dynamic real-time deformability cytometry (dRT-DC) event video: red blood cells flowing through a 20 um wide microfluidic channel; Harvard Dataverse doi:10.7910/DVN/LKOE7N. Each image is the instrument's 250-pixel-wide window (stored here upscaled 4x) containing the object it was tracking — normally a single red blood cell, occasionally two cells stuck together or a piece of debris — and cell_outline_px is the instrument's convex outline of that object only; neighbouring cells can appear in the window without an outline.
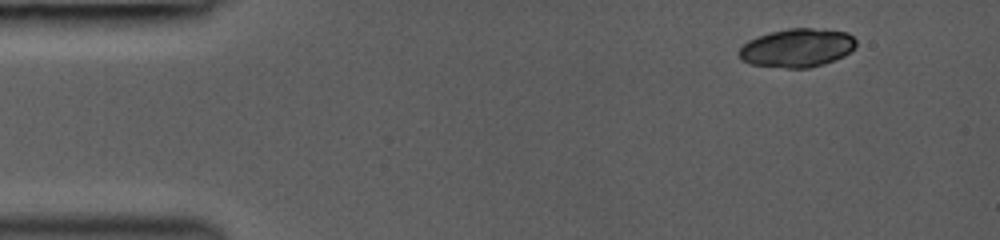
{"species": "common noctule bat (a hibernating species)", "species_latin": "Nyctalus noctula", "temperature_condition": "room temperature", "stored_images_in_passage": 41, "camera_frame_rate_fps": 3000, "um_per_image_px": 0.085, "animal": {"sex": "female", "body_mass_g": 19.0, "forearm_length_mm": 53.3}, "frame": {"image": 1, "passage_image": 1, "time_ms": 0.0, "image_size_px": [1000, 240], "cell_outline_px": [[856, 48], [852, 52], [844, 56], [824, 64], [808, 68], [788, 68], [748, 64], [740, 60], [740, 48], [748, 40], [756, 36], [788, 28], [812, 28], [848, 32], [856, 40]], "centroid_in_image_um": [67.78, 4.07], "position_along_channel_um": 17.2, "area_um2": 26.47}}
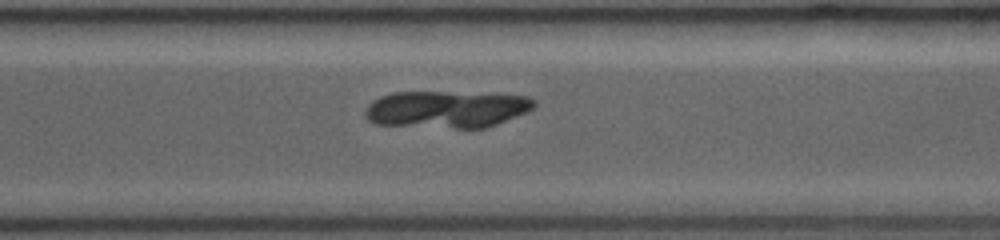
{"frame": {"image": 2, "passage_image": 30, "time_ms": 9.667, "image_size_px": [1000, 240], "cell_outline_px": [[536, 104], [528, 112], [496, 124], [484, 128], [456, 128], [376, 124], [368, 120], [364, 116], [364, 112], [368, 104], [372, 100], [380, 96], [392, 92], [444, 92], [528, 96], [536, 100]], "centroid_in_image_um": [37.93, 9.29], "position_along_channel_um": 332.7, "area_um2": 36.47}}
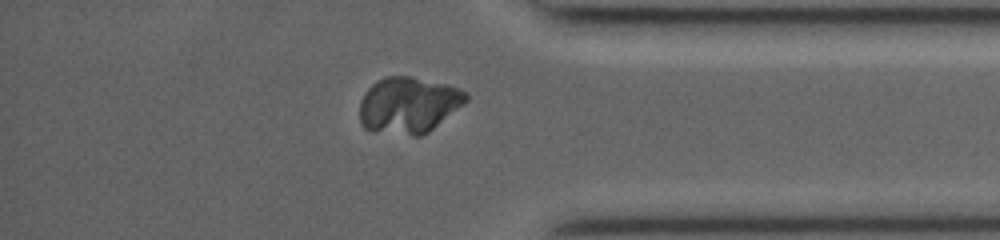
{"frame": {"image": 3, "passage_image": 35, "time_ms": 11.333, "image_size_px": [1000, 240], "cell_outline_px": [[468, 100], [464, 104], [428, 132], [420, 136], [412, 136], [372, 132], [364, 128], [360, 124], [360, 100], [364, 92], [376, 80], [384, 76], [408, 76], [444, 84], [460, 88], [468, 92]], "centroid_in_image_um": [34.69, 8.94], "position_along_channel_um": 400.5, "area_um2": 35.26}}